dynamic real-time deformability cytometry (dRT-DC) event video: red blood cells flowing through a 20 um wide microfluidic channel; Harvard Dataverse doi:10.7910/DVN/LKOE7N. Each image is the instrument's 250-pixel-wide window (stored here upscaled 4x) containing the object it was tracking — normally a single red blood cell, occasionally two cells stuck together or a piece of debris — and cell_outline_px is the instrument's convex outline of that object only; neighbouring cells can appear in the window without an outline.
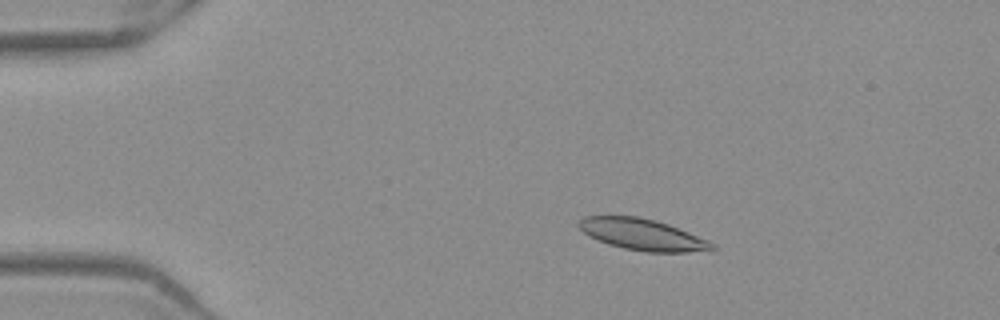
{"species": "Egyptian fruit bat (a non-hibernating species)", "species_latin": "Rousettus aegyptiacus", "temperature_condition": "warm", "stored_images_in_passage": 52, "camera_frame_rate_fps": 3000, "um_per_image_px": 0.085, "frame": {"image": 1, "passage_image": 10, "time_ms": 3.0, "image_size_px": [1000, 320], "cell_outline_px": [[716, 248], [712, 252], [644, 252], [624, 248], [608, 244], [588, 236], [576, 224], [584, 216], [636, 216], [668, 224], [708, 240], [716, 244]], "centroid_in_image_um": [54.65, 19.96], "position_along_channel_um": 30.3, "area_um2": 24.45}}
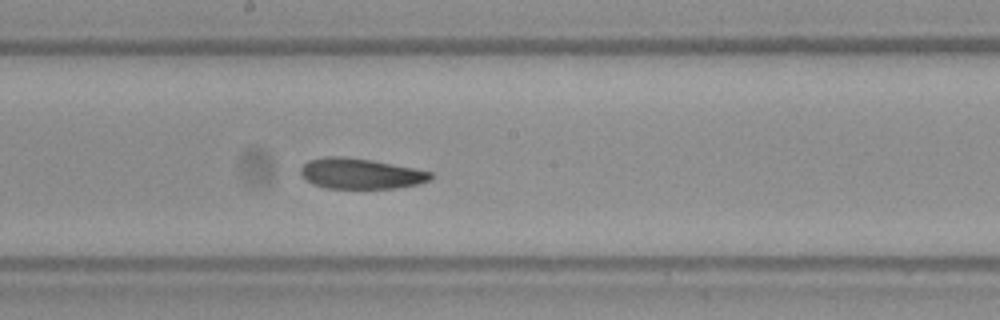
{"frame": {"image": 2, "passage_image": 29, "time_ms": 9.333, "image_size_px": [1000, 320], "cell_outline_px": [[432, 176], [428, 180], [416, 184], [396, 188], [324, 188], [312, 184], [300, 172], [300, 168], [308, 160], [324, 156], [340, 156], [372, 160], [432, 172]], "centroid_in_image_um": [30.6, 14.75], "position_along_channel_um": 217.6, "area_um2": 22.89}}
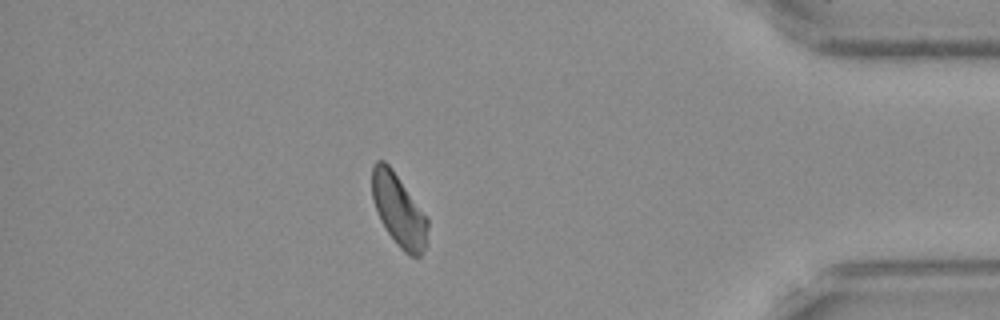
{"frame": {"image": 3, "passage_image": 46, "time_ms": 15.0, "image_size_px": [1000, 320], "cell_outline_px": [[428, 244], [420, 256], [408, 256], [396, 244], [380, 220], [376, 212], [372, 200], [372, 164], [376, 160], [384, 160], [392, 168], [428, 216]], "centroid_in_image_um": [33.91, 17.87], "position_along_channel_um": 401.3, "area_um2": 23.99}, "authors_computed_cell_mechanics": {"area_um2": 23.987, "velocity_mm_per_s": 3.9086, "shape_relaxation_time_tau1_ms": 5.1187, "shape_relaxation_time_tau2_ms": 3.4623, "deformation_change_tau1": 0.119, "deformation_change_tau2": 0.0946}}